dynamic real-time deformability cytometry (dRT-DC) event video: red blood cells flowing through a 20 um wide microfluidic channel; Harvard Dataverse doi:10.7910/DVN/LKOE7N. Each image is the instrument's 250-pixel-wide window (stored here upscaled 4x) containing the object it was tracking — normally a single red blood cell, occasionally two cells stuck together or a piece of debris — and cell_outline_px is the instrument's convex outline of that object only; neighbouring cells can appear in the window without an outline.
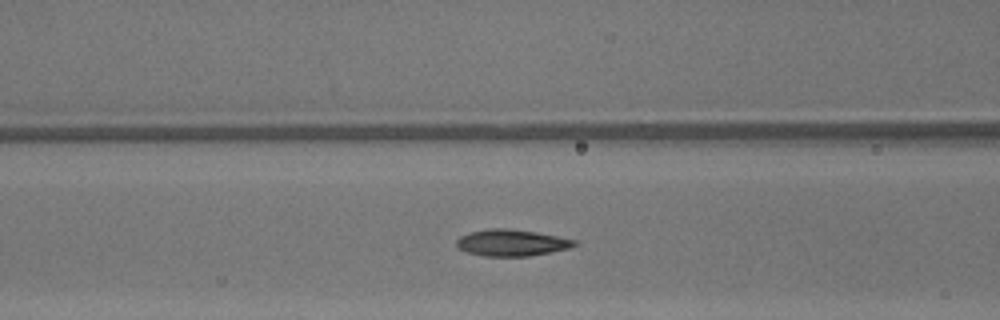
{"species": "common noctule bat (a hibernating species)", "species_latin": "Nyctalus noctula", "temperature_condition": "warm", "stored_images_in_passage": 41, "camera_frame_rate_fps": 3000, "um_per_image_px": 0.085, "animal": {"sex": "male", "body_mass_g": 13.3}, "frame": {"image": 1, "passage_image": 21, "time_ms": 6.667, "image_size_px": [1000, 320], "cell_outline_px": [[580, 244], [572, 248], [528, 256], [480, 256], [468, 252], [460, 248], [456, 244], [456, 240], [460, 236], [468, 232], [488, 228], [504, 228], [536, 232], [576, 240]], "centroid_in_image_um": [43.5, 20.63], "position_along_channel_um": 123.1, "area_um2": 18.32}}
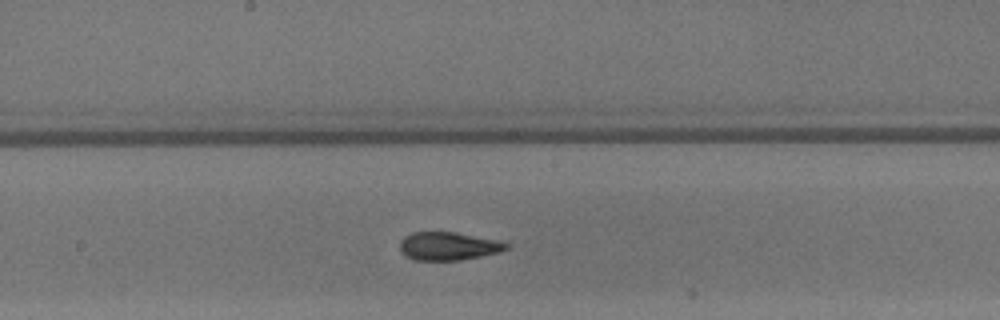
{"frame": {"image": 2, "passage_image": 27, "time_ms": 8.667, "image_size_px": [1000, 320], "cell_outline_px": [[512, 244], [508, 248], [500, 252], [460, 260], [412, 260], [404, 256], [400, 252], [400, 240], [404, 236], [412, 232], [456, 232], [504, 240]], "centroid_in_image_um": [38.15, 20.91], "position_along_channel_um": 210.1, "area_um2": 17.98}}
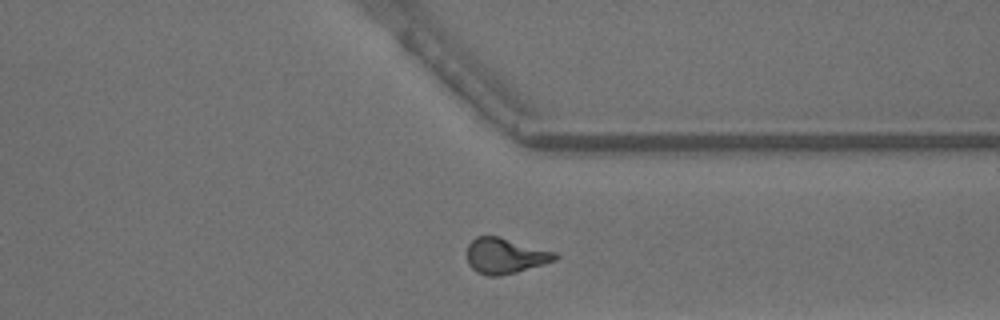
{"frame": {"image": 3, "passage_image": 38, "time_ms": 12.333, "image_size_px": [1000, 320], "cell_outline_px": [[560, 256], [556, 260], [544, 264], [516, 272], [500, 276], [488, 276], [476, 272], [468, 264], [468, 244], [476, 236], [496, 236], [556, 252]], "centroid_in_image_um": [42.94, 21.76], "position_along_channel_um": 368.5, "area_um2": 18.15}, "authors_computed_cell_mechanics": {"area_um2": 18.1492, "velocity_mm_per_s": 4.3403, "shape_relaxation_time_tau1_ms": 9.2933, "shape_relaxation_time_tau2_ms": 1.5182, "deformation_change_tau1": 0.251, "deformation_change_tau2": 0.0846}}